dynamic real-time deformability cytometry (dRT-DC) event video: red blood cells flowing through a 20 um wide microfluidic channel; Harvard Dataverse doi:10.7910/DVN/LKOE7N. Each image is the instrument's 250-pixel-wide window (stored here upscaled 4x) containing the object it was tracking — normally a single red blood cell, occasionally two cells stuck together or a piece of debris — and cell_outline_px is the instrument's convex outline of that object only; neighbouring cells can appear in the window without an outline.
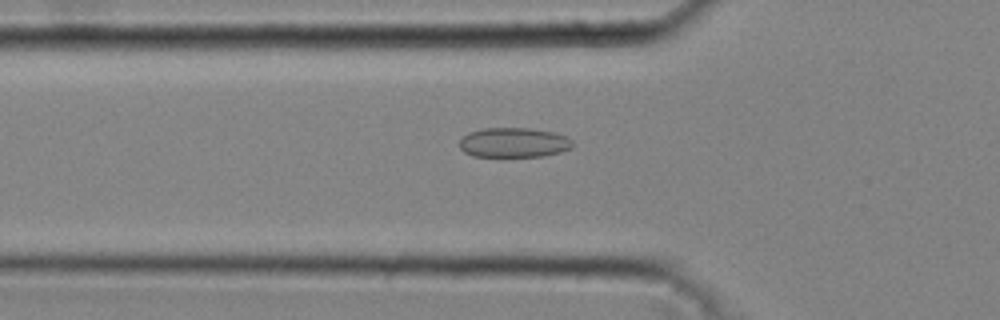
{"species": "common noctule bat (a hibernating species)", "species_latin": "Nyctalus noctula", "temperature_condition": "cold", "stored_images_in_passage": 29, "camera_frame_rate_fps": 3000, "um_per_image_px": 0.085, "animal": {"sex": "male", "body_mass_g": 20.4}, "frame": {"image": 1, "passage_image": 3, "time_ms": 0.667, "image_size_px": [1000, 320], "cell_outline_px": [[572, 148], [560, 152], [544, 156], [472, 156], [464, 152], [460, 148], [460, 140], [468, 132], [484, 128], [528, 128], [552, 132], [568, 136], [572, 140]], "centroid_in_image_um": [43.68, 12.11], "position_along_channel_um": 82.1, "area_um2": 19.59}}
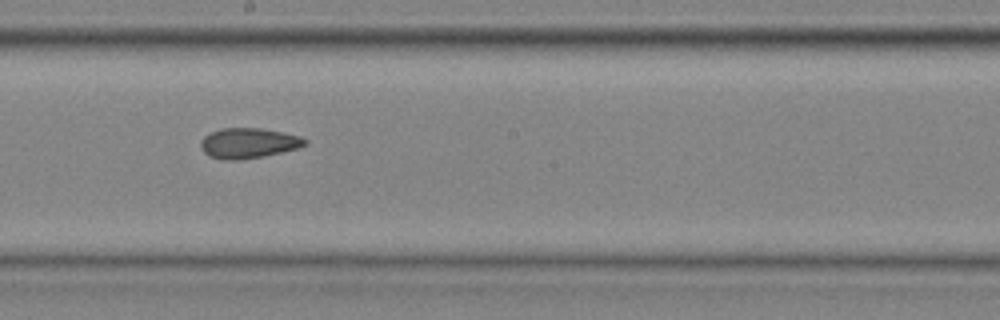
{"frame": {"image": 2, "passage_image": 13, "time_ms": 4.0, "image_size_px": [1000, 320], "cell_outline_px": [[308, 144], [296, 148], [264, 156], [240, 160], [224, 160], [208, 156], [200, 148], [200, 140], [204, 136], [220, 128], [260, 128], [300, 136], [308, 140]], "centroid_in_image_um": [21.08, 12.17], "position_along_channel_um": 227.1, "area_um2": 18.38}}
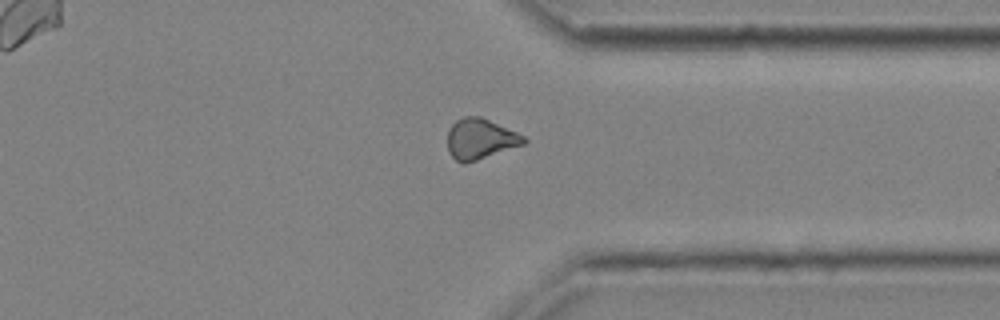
{"frame": {"image": 3, "passage_image": 23, "time_ms": 7.333, "image_size_px": [1000, 320], "cell_outline_px": [[528, 140], [524, 144], [464, 164], [456, 160], [448, 152], [448, 128], [456, 120], [464, 116], [480, 116], [516, 132], [524, 136]], "centroid_in_image_um": [40.8, 11.8], "position_along_channel_um": 370.6, "area_um2": 17.86}, "authors_computed_cell_mechanics": {"area_um2": 17.9758, "velocity_mm_per_s": 4.3496, "shape_relaxation_time_tau1_ms": null, "shape_relaxation_time_tau2_ms": 3.701, "deformation_change_tau1": null, "deformation_change_tau2": 0.0896}}